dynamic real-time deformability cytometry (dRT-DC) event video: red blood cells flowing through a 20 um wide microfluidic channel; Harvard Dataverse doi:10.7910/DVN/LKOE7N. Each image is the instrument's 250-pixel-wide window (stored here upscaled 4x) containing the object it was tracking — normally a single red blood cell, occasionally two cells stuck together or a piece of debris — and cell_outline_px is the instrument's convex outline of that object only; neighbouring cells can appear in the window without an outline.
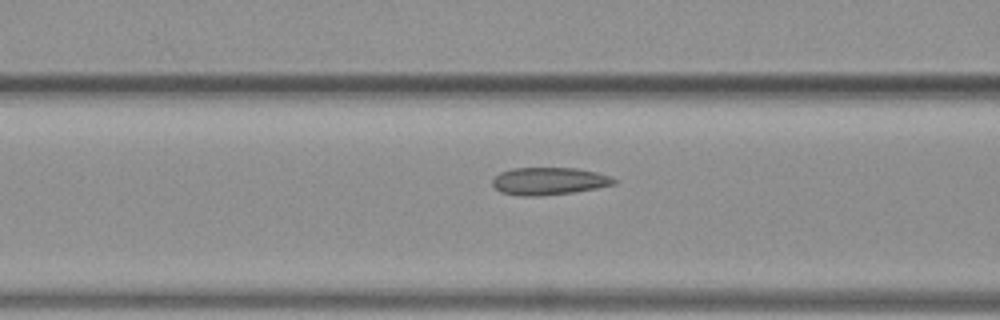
{"species": "common noctule bat (a hibernating species)", "species_latin": "Nyctalus noctula", "temperature_condition": "warm", "stored_images_in_passage": 16, "camera_frame_rate_fps": 3000, "um_per_image_px": 0.085, "animal": {"sex": "female", "body_mass_g": 19.3, "forearm_length_mm": 54.1}, "frame": {"image": 1, "passage_image": 14, "time_ms": 4.333, "image_size_px": [1000, 320], "cell_outline_px": [[616, 184], [596, 188], [572, 192], [540, 196], [520, 196], [500, 192], [492, 184], [492, 176], [500, 172], [512, 168], [576, 168], [596, 172], [608, 176], [616, 180]], "centroid_in_image_um": [46.6, 15.39], "position_along_channel_um": 120.0, "area_um2": 19.48}}